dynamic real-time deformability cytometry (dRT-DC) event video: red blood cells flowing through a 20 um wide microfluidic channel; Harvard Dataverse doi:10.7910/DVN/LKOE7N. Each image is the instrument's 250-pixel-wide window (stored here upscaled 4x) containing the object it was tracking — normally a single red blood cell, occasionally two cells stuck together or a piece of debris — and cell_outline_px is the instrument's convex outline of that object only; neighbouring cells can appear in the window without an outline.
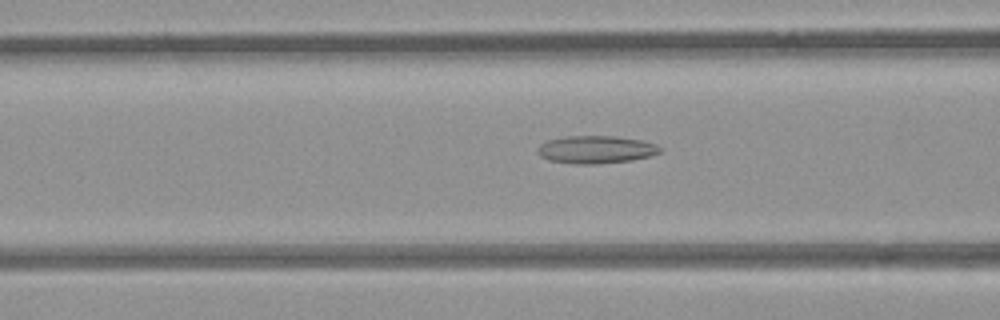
{"species": "common noctule bat (a hibernating species)", "species_latin": "Nyctalus noctula", "temperature_condition": "room temperature", "stored_images_in_passage": 48, "camera_frame_rate_fps": 3000, "um_per_image_px": 0.085, "animal": {"sex": "female", "body_mass_g": 21.9}, "frame": {"image": 1, "passage_image": 21, "time_ms": 6.667, "image_size_px": [1000, 320], "cell_outline_px": [[660, 152], [652, 156], [632, 160], [596, 164], [576, 164], [548, 160], [540, 156], [536, 152], [536, 148], [540, 144], [548, 140], [564, 136], [616, 136], [644, 140], [656, 144], [660, 148]], "centroid_in_image_um": [50.64, 12.71], "position_along_channel_um": 116.0, "area_um2": 20.0}}
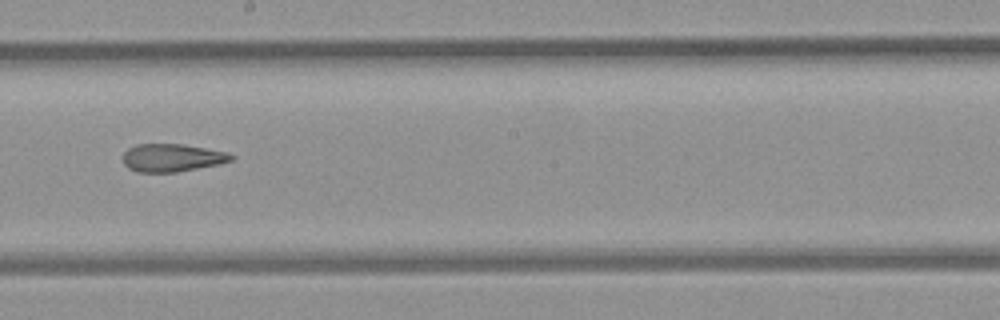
{"frame": {"image": 2, "passage_image": 30, "time_ms": 9.667, "image_size_px": [1000, 320], "cell_outline_px": [[236, 156], [232, 160], [216, 164], [176, 172], [136, 172], [128, 168], [124, 164], [124, 152], [128, 148], [136, 144], [184, 144], [228, 152]], "centroid_in_image_um": [14.61, 13.4], "position_along_channel_um": 233.6, "area_um2": 17.51}}
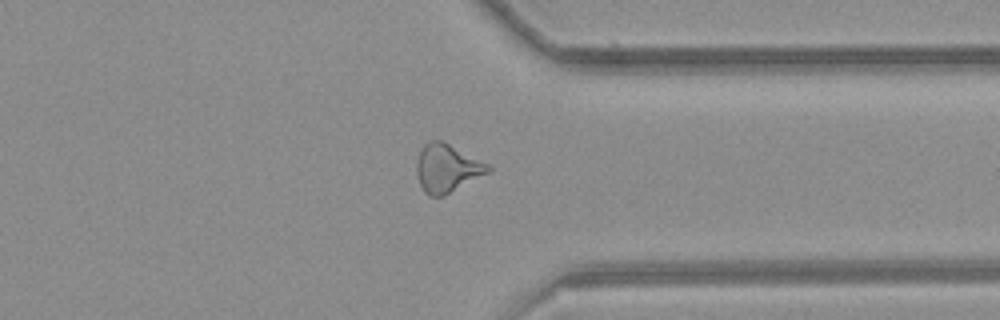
{"frame": {"image": 3, "passage_image": 41, "time_ms": 13.333, "image_size_px": [1000, 320], "cell_outline_px": [[492, 168], [488, 172], [444, 196], [428, 196], [424, 192], [420, 184], [416, 172], [416, 164], [420, 152], [424, 144], [432, 140], [440, 140], [488, 164]], "centroid_in_image_um": [37.96, 14.32], "position_along_channel_um": 373.4, "area_um2": 19.59}, "authors_computed_cell_mechanics": {"area_um2": 19.4208, "velocity_mm_per_s": 3.9122, "shape_relaxation_time_tau1_ms": null, "shape_relaxation_time_tau2_ms": 3.0172, "deformation_change_tau1": null, "deformation_change_tau2": 0.1359}}